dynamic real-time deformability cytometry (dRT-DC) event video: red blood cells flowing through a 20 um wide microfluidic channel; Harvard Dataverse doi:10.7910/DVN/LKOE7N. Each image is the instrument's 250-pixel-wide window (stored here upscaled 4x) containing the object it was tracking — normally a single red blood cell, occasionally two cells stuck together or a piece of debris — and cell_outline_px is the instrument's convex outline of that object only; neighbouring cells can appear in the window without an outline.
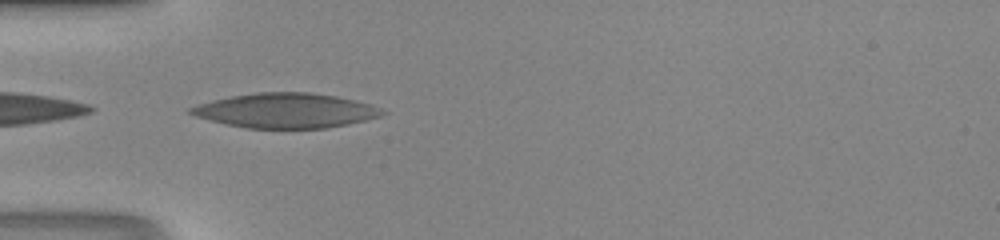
{"species": "human", "species_latin": "Homo sapiens", "temperature_condition": "room temperature", "stored_images_in_passage": 7, "camera_frame_rate_fps": 3000, "um_per_image_px": 0.085, "donor": {"sex": "male"}, "frame": {"image": 1, "passage_image": 1, "time_ms": 0.0, "image_size_px": [1000, 240], "cell_outline_px": [[388, 112], [380, 116], [348, 124], [328, 128], [244, 128], [196, 116], [188, 112], [188, 108], [200, 104], [232, 96], [260, 92], [308, 92], [336, 96], [368, 104]], "centroid_in_image_um": [24.3, 9.4], "position_along_channel_um": 60.7, "area_um2": 38.15}}